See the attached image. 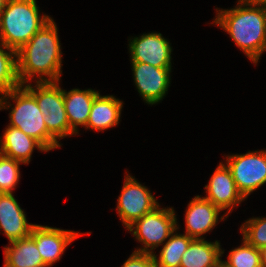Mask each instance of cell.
I'll return each instance as SVG.
<instances>
[{"instance_id":"obj_1","label":"cell","mask_w":266,"mask_h":267,"mask_svg":"<svg viewBox=\"0 0 266 267\" xmlns=\"http://www.w3.org/2000/svg\"><path fill=\"white\" fill-rule=\"evenodd\" d=\"M58 27L52 18L17 51V73L21 85L60 82L62 51Z\"/></svg>"},{"instance_id":"obj_2","label":"cell","mask_w":266,"mask_h":267,"mask_svg":"<svg viewBox=\"0 0 266 267\" xmlns=\"http://www.w3.org/2000/svg\"><path fill=\"white\" fill-rule=\"evenodd\" d=\"M212 24L230 35L240 50L257 64L266 51V7L237 3L235 8H216Z\"/></svg>"},{"instance_id":"obj_3","label":"cell","mask_w":266,"mask_h":267,"mask_svg":"<svg viewBox=\"0 0 266 267\" xmlns=\"http://www.w3.org/2000/svg\"><path fill=\"white\" fill-rule=\"evenodd\" d=\"M9 99L14 101L15 105L10 104ZM4 109L11 110L9 126L33 137L48 151L61 147L60 143L48 133L44 115L35 97L23 85L0 95V110Z\"/></svg>"},{"instance_id":"obj_4","label":"cell","mask_w":266,"mask_h":267,"mask_svg":"<svg viewBox=\"0 0 266 267\" xmlns=\"http://www.w3.org/2000/svg\"><path fill=\"white\" fill-rule=\"evenodd\" d=\"M51 19L40 15L36 0H7L0 14V41L18 51Z\"/></svg>"},{"instance_id":"obj_5","label":"cell","mask_w":266,"mask_h":267,"mask_svg":"<svg viewBox=\"0 0 266 267\" xmlns=\"http://www.w3.org/2000/svg\"><path fill=\"white\" fill-rule=\"evenodd\" d=\"M158 205L142 218L136 220L126 230L143 244L136 252L154 253V250L164 244L171 234L178 228L177 215L173 207L160 208Z\"/></svg>"},{"instance_id":"obj_6","label":"cell","mask_w":266,"mask_h":267,"mask_svg":"<svg viewBox=\"0 0 266 267\" xmlns=\"http://www.w3.org/2000/svg\"><path fill=\"white\" fill-rule=\"evenodd\" d=\"M238 191L246 199L266 183V150L226 155Z\"/></svg>"},{"instance_id":"obj_7","label":"cell","mask_w":266,"mask_h":267,"mask_svg":"<svg viewBox=\"0 0 266 267\" xmlns=\"http://www.w3.org/2000/svg\"><path fill=\"white\" fill-rule=\"evenodd\" d=\"M137 181L130 174L125 175L117 200L116 210L126 229L159 205L151 191Z\"/></svg>"},{"instance_id":"obj_8","label":"cell","mask_w":266,"mask_h":267,"mask_svg":"<svg viewBox=\"0 0 266 267\" xmlns=\"http://www.w3.org/2000/svg\"><path fill=\"white\" fill-rule=\"evenodd\" d=\"M131 62H142L157 68H171L172 47L161 33L151 32L129 39Z\"/></svg>"},{"instance_id":"obj_9","label":"cell","mask_w":266,"mask_h":267,"mask_svg":"<svg viewBox=\"0 0 266 267\" xmlns=\"http://www.w3.org/2000/svg\"><path fill=\"white\" fill-rule=\"evenodd\" d=\"M138 93L148 105L158 104L166 96L172 68H157L142 62H131Z\"/></svg>"},{"instance_id":"obj_10","label":"cell","mask_w":266,"mask_h":267,"mask_svg":"<svg viewBox=\"0 0 266 267\" xmlns=\"http://www.w3.org/2000/svg\"><path fill=\"white\" fill-rule=\"evenodd\" d=\"M207 195L205 199L212 202L222 211L227 210L220 221H224V217H228L234 207L239 206V203L245 200L242 194L238 191L233 179L231 170L223 162L219 163L207 185H205Z\"/></svg>"},{"instance_id":"obj_11","label":"cell","mask_w":266,"mask_h":267,"mask_svg":"<svg viewBox=\"0 0 266 267\" xmlns=\"http://www.w3.org/2000/svg\"><path fill=\"white\" fill-rule=\"evenodd\" d=\"M83 234L56 227L35 224L30 236L35 240L39 253L48 267L62 258L67 246Z\"/></svg>"},{"instance_id":"obj_12","label":"cell","mask_w":266,"mask_h":267,"mask_svg":"<svg viewBox=\"0 0 266 267\" xmlns=\"http://www.w3.org/2000/svg\"><path fill=\"white\" fill-rule=\"evenodd\" d=\"M187 206L185 234L193 239H204L203 235L209 233L218 224L219 214L223 211L199 195L192 198Z\"/></svg>"},{"instance_id":"obj_13","label":"cell","mask_w":266,"mask_h":267,"mask_svg":"<svg viewBox=\"0 0 266 267\" xmlns=\"http://www.w3.org/2000/svg\"><path fill=\"white\" fill-rule=\"evenodd\" d=\"M24 210L13 193H0V230L9 243L30 236L35 224L28 223Z\"/></svg>"},{"instance_id":"obj_14","label":"cell","mask_w":266,"mask_h":267,"mask_svg":"<svg viewBox=\"0 0 266 267\" xmlns=\"http://www.w3.org/2000/svg\"><path fill=\"white\" fill-rule=\"evenodd\" d=\"M100 92L92 89L70 91L63 89L64 106L70 126V136L79 134L78 126L86 127L95 97Z\"/></svg>"},{"instance_id":"obj_15","label":"cell","mask_w":266,"mask_h":267,"mask_svg":"<svg viewBox=\"0 0 266 267\" xmlns=\"http://www.w3.org/2000/svg\"><path fill=\"white\" fill-rule=\"evenodd\" d=\"M35 148L41 152H48L39 141L9 125L5 128L3 136H0V153L23 164L30 163Z\"/></svg>"},{"instance_id":"obj_16","label":"cell","mask_w":266,"mask_h":267,"mask_svg":"<svg viewBox=\"0 0 266 267\" xmlns=\"http://www.w3.org/2000/svg\"><path fill=\"white\" fill-rule=\"evenodd\" d=\"M122 109L123 101L113 95L102 96L99 93L92 103L85 129L103 132L113 128L119 123Z\"/></svg>"},{"instance_id":"obj_17","label":"cell","mask_w":266,"mask_h":267,"mask_svg":"<svg viewBox=\"0 0 266 267\" xmlns=\"http://www.w3.org/2000/svg\"><path fill=\"white\" fill-rule=\"evenodd\" d=\"M224 254L218 240L193 239L183 253L180 267H216Z\"/></svg>"},{"instance_id":"obj_18","label":"cell","mask_w":266,"mask_h":267,"mask_svg":"<svg viewBox=\"0 0 266 267\" xmlns=\"http://www.w3.org/2000/svg\"><path fill=\"white\" fill-rule=\"evenodd\" d=\"M3 267H48L36 246L35 240L27 238L10 242L4 246Z\"/></svg>"},{"instance_id":"obj_19","label":"cell","mask_w":266,"mask_h":267,"mask_svg":"<svg viewBox=\"0 0 266 267\" xmlns=\"http://www.w3.org/2000/svg\"><path fill=\"white\" fill-rule=\"evenodd\" d=\"M23 86L35 97L40 111L44 116L49 115V111L65 110L63 89L58 82H33Z\"/></svg>"},{"instance_id":"obj_20","label":"cell","mask_w":266,"mask_h":267,"mask_svg":"<svg viewBox=\"0 0 266 267\" xmlns=\"http://www.w3.org/2000/svg\"><path fill=\"white\" fill-rule=\"evenodd\" d=\"M178 229L179 225L162 245L163 248L159 251V255L153 253L156 267H180L183 253L187 250L193 238L185 233L180 234L179 232L178 234Z\"/></svg>"},{"instance_id":"obj_21","label":"cell","mask_w":266,"mask_h":267,"mask_svg":"<svg viewBox=\"0 0 266 267\" xmlns=\"http://www.w3.org/2000/svg\"><path fill=\"white\" fill-rule=\"evenodd\" d=\"M20 86L17 73V51L0 41V94Z\"/></svg>"},{"instance_id":"obj_22","label":"cell","mask_w":266,"mask_h":267,"mask_svg":"<svg viewBox=\"0 0 266 267\" xmlns=\"http://www.w3.org/2000/svg\"><path fill=\"white\" fill-rule=\"evenodd\" d=\"M242 241L241 246L229 251L228 259L223 262L229 267H261L260 250Z\"/></svg>"},{"instance_id":"obj_23","label":"cell","mask_w":266,"mask_h":267,"mask_svg":"<svg viewBox=\"0 0 266 267\" xmlns=\"http://www.w3.org/2000/svg\"><path fill=\"white\" fill-rule=\"evenodd\" d=\"M20 164L23 163L0 153V193H13L20 181Z\"/></svg>"},{"instance_id":"obj_24","label":"cell","mask_w":266,"mask_h":267,"mask_svg":"<svg viewBox=\"0 0 266 267\" xmlns=\"http://www.w3.org/2000/svg\"><path fill=\"white\" fill-rule=\"evenodd\" d=\"M242 239L260 249L266 245V217H253L245 221L240 228Z\"/></svg>"},{"instance_id":"obj_25","label":"cell","mask_w":266,"mask_h":267,"mask_svg":"<svg viewBox=\"0 0 266 267\" xmlns=\"http://www.w3.org/2000/svg\"><path fill=\"white\" fill-rule=\"evenodd\" d=\"M48 133L58 142L64 137L70 136V126L65 110L49 111L48 116H44Z\"/></svg>"},{"instance_id":"obj_26","label":"cell","mask_w":266,"mask_h":267,"mask_svg":"<svg viewBox=\"0 0 266 267\" xmlns=\"http://www.w3.org/2000/svg\"><path fill=\"white\" fill-rule=\"evenodd\" d=\"M122 267H156V265L153 254L134 251Z\"/></svg>"},{"instance_id":"obj_27","label":"cell","mask_w":266,"mask_h":267,"mask_svg":"<svg viewBox=\"0 0 266 267\" xmlns=\"http://www.w3.org/2000/svg\"><path fill=\"white\" fill-rule=\"evenodd\" d=\"M239 3L248 6H263L266 7V0H238Z\"/></svg>"},{"instance_id":"obj_28","label":"cell","mask_w":266,"mask_h":267,"mask_svg":"<svg viewBox=\"0 0 266 267\" xmlns=\"http://www.w3.org/2000/svg\"><path fill=\"white\" fill-rule=\"evenodd\" d=\"M260 250V258H261V267H266V245Z\"/></svg>"},{"instance_id":"obj_29","label":"cell","mask_w":266,"mask_h":267,"mask_svg":"<svg viewBox=\"0 0 266 267\" xmlns=\"http://www.w3.org/2000/svg\"><path fill=\"white\" fill-rule=\"evenodd\" d=\"M6 2H7V0H0V14L4 10Z\"/></svg>"},{"instance_id":"obj_30","label":"cell","mask_w":266,"mask_h":267,"mask_svg":"<svg viewBox=\"0 0 266 267\" xmlns=\"http://www.w3.org/2000/svg\"><path fill=\"white\" fill-rule=\"evenodd\" d=\"M216 267H229V266L221 260Z\"/></svg>"}]
</instances>
